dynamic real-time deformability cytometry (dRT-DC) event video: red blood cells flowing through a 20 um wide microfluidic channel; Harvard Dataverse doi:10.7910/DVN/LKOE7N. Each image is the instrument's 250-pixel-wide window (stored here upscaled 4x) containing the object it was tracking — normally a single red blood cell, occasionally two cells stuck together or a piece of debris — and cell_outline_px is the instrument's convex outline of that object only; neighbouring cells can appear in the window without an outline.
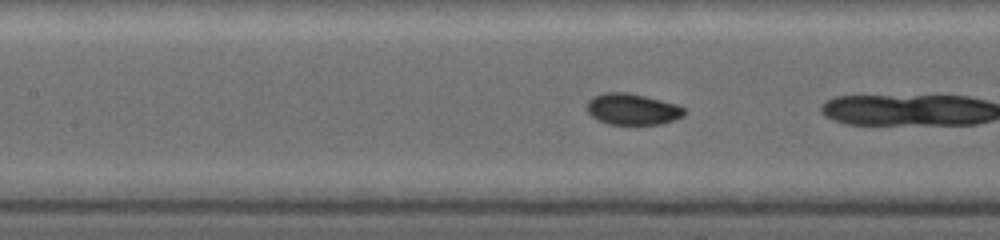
{"species": "common noctule bat (a hibernating species)", "species_latin": "Nyctalus noctula", "temperature_condition": "warm", "stored_images_in_passage": 21, "camera_frame_rate_fps": 5000, "um_per_image_px": 0.085, "animal": {"sex": "female", "body_mass_g": 19.0, "forearm_length_mm": 53.3}, "frame": {"image": 1, "passage_image": 12, "time_ms": 2.4, "image_size_px": [1000, 240], "cell_outline_px": [[684, 116], [676, 120], [660, 124], [608, 124], [596, 120], [584, 108], [588, 100], [592, 96], [604, 92], [628, 92], [680, 104], [684, 108]], "centroid_in_image_um": [53.74, 9.27], "position_along_channel_um": 153.7, "area_um2": 18.15}}